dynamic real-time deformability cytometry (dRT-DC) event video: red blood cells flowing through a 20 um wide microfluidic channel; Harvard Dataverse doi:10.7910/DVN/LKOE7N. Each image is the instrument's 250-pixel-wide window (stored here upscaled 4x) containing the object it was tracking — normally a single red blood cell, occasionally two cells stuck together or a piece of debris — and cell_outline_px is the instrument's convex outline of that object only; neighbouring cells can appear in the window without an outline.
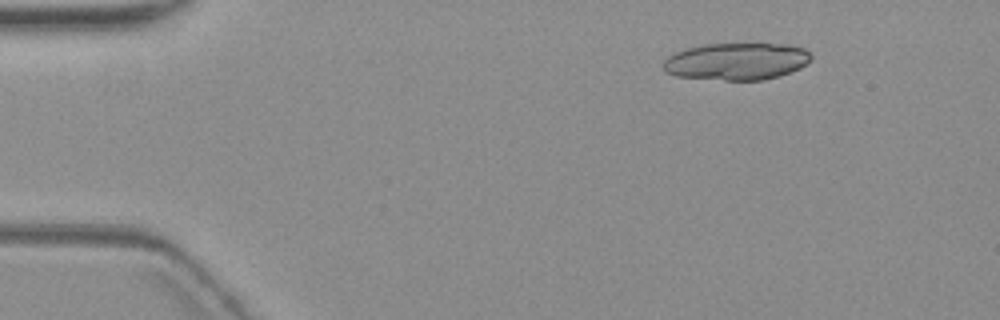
{"species": "common noctule bat (a hibernating species)", "species_latin": "Nyctalus noctula", "temperature_condition": "warm", "stored_images_in_passage": 9, "segment_of_instrument_passage": [1, 2], "camera_frame_rate_fps": 3000, "um_per_image_px": 0.085, "animal": {"sex": "female", "body_mass_g": 19.3, "forearm_length_mm": 54.1}, "frame": {"image": 1, "passage_image": 1, "time_ms": 0.0, "image_size_px": [1000, 320], "cell_outline_px": [[812, 60], [808, 64], [800, 68], [780, 76], [764, 80], [724, 80], [676, 76], [664, 72], [664, 60], [668, 56], [676, 52], [688, 48], [704, 44], [788, 44], [804, 48], [812, 56]], "centroid_in_image_um": [62.64, 5.22], "position_along_channel_um": 22.4, "area_um2": 32.14}}